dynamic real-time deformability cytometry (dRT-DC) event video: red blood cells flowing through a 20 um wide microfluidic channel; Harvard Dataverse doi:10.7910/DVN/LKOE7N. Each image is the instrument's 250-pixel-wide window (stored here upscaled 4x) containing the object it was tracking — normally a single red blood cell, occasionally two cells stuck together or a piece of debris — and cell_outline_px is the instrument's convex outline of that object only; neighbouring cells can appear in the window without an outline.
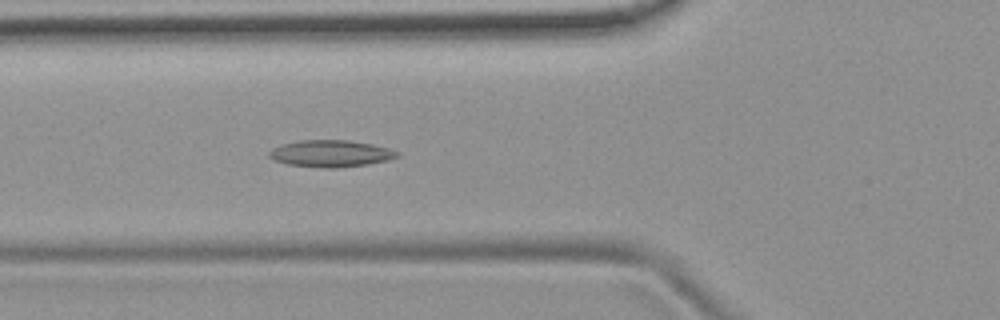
{"species": "common noctule bat (a hibernating species)", "species_latin": "Nyctalus noctula", "temperature_condition": "room temperature", "stored_images_in_passage": 49, "camera_frame_rate_fps": 3000, "um_per_image_px": 0.085, "animal": {"sex": "female", "body_mass_g": 19.9}, "frame": {"image": 1, "passage_image": 15, "time_ms": 4.667, "image_size_px": [1000, 320], "cell_outline_px": [[400, 156], [388, 160], [368, 164], [336, 168], [324, 168], [288, 164], [272, 160], [268, 156], [268, 152], [272, 148], [280, 144], [300, 140], [348, 140], [372, 144], [388, 148], [400, 152]], "centroid_in_image_um": [28.09, 13.05], "position_along_channel_um": 97.7, "area_um2": 20.17}}
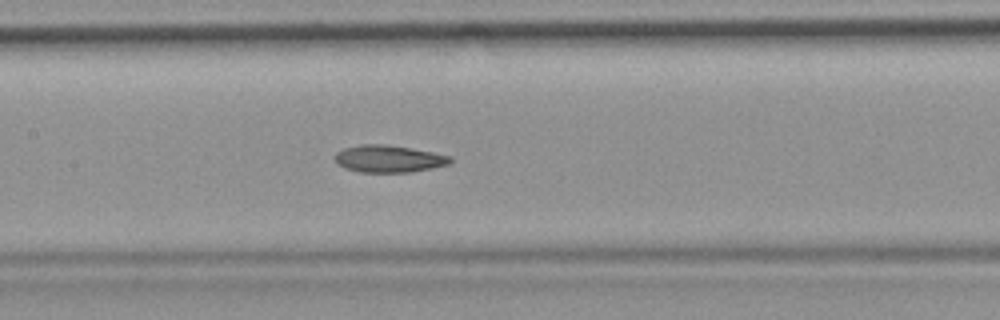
{"frame": {"image": 2, "passage_image": 21, "time_ms": 6.667, "image_size_px": [1000, 320], "cell_outline_px": [[452, 160], [448, 164], [432, 168], [412, 172], [360, 172], [344, 168], [336, 164], [336, 152], [344, 148], [360, 144], [384, 144], [432, 152], [452, 156]], "centroid_in_image_um": [33.02, 13.5], "position_along_channel_um": 174.4, "area_um2": 18.21}}
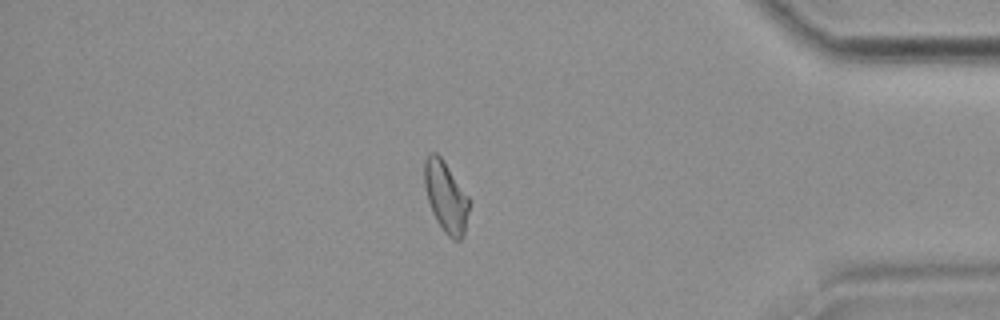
{"frame": {"image": 3, "passage_image": 41, "time_ms": 13.333, "image_size_px": [1000, 320], "cell_outline_px": [[468, 212], [464, 236], [460, 240], [452, 240], [444, 232], [436, 220], [432, 212], [428, 200], [424, 184], [424, 160], [428, 152], [436, 152], [440, 156], [468, 196]], "centroid_in_image_um": [37.87, 16.73], "position_along_channel_um": 397.3, "area_um2": 18.32}, "authors_computed_cell_mechanics": {"area_um2": 18.785, "velocity_mm_per_s": 3.8197, "shape_relaxation_time_tau1_ms": null, "shape_relaxation_time_tau2_ms": 7.9191, "deformation_change_tau1": null, "deformation_change_tau2": 0.1622}}